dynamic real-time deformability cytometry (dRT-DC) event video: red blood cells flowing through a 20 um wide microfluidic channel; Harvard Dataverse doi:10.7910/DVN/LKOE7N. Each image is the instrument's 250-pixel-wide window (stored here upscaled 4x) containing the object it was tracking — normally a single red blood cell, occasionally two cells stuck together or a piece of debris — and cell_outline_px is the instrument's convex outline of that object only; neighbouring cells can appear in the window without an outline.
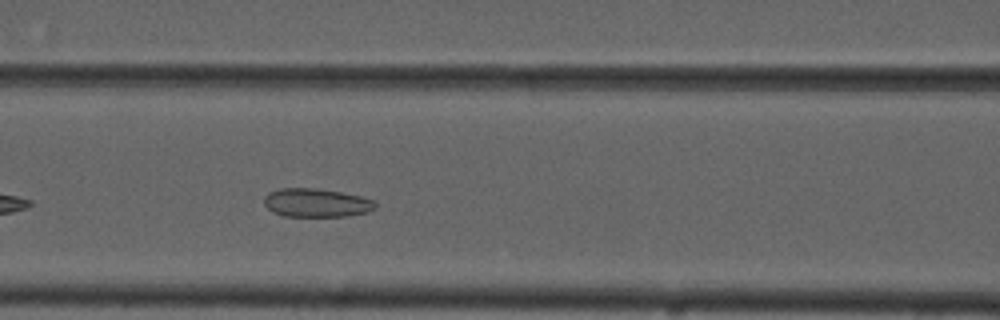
{"species": "common noctule bat (a hibernating species)", "species_latin": "Nyctalus noctula", "temperature_condition": "cold", "stored_images_in_passage": 40, "camera_frame_rate_fps": 3000, "um_per_image_px": 0.085, "animal": {"sex": "male", "forearm_length_mm": 52.5}, "frame": {"image": 1, "passage_image": 9, "time_ms": 2.667, "image_size_px": [1000, 320], "cell_outline_px": [[376, 208], [368, 212], [344, 216], [284, 216], [272, 212], [264, 204], [264, 196], [268, 192], [280, 188], [316, 188], [340, 192], [360, 196], [372, 200], [376, 204]], "centroid_in_image_um": [26.85, 17.23], "position_along_channel_um": 139.7, "area_um2": 18.5}}
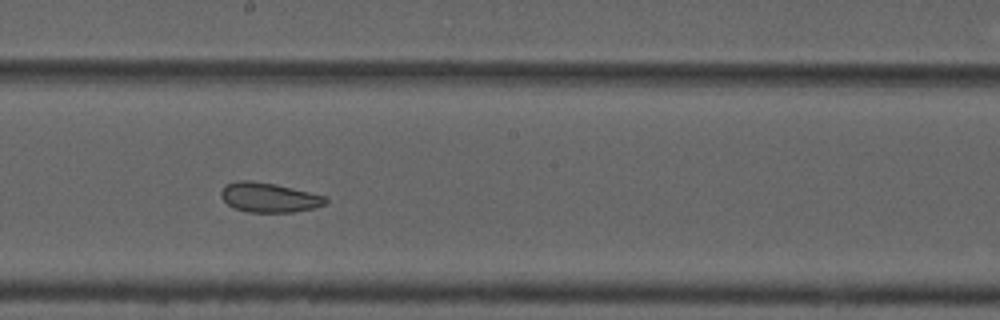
{"frame": {"image": 2, "passage_image": 16, "time_ms": 5.0, "image_size_px": [1000, 320], "cell_outline_px": [[328, 200], [324, 204], [312, 208], [292, 212], [248, 212], [236, 208], [228, 204], [220, 196], [220, 192], [228, 184], [236, 180], [248, 180], [276, 184], [324, 196]], "centroid_in_image_um": [22.84, 16.78], "position_along_channel_um": 225.4, "area_um2": 17.69}}
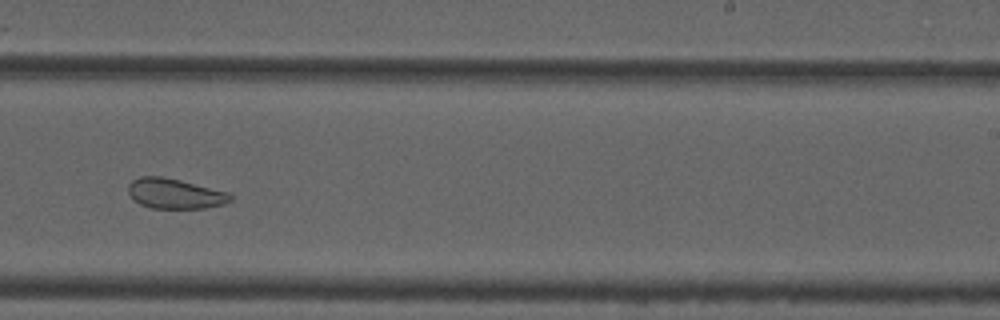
{"frame": {"image": 3, "passage_image": 20, "time_ms": 6.333, "image_size_px": [1000, 320], "cell_outline_px": [[232, 200], [224, 204], [204, 208], [152, 208], [140, 204], [128, 192], [128, 184], [132, 180], [140, 176], [160, 176], [180, 180], [228, 192], [232, 196]], "centroid_in_image_um": [14.87, 16.45], "position_along_channel_um": 274.1, "area_um2": 17.8}, "authors_computed_cell_mechanics": {"area_um2": 19.8832, "velocity_mm_per_s": 3.6831, "shape_relaxation_time_tau1_ms": null, "shape_relaxation_time_tau2_ms": 1.9563, "deformation_change_tau1": null, "deformation_change_tau2": 0.0815}}